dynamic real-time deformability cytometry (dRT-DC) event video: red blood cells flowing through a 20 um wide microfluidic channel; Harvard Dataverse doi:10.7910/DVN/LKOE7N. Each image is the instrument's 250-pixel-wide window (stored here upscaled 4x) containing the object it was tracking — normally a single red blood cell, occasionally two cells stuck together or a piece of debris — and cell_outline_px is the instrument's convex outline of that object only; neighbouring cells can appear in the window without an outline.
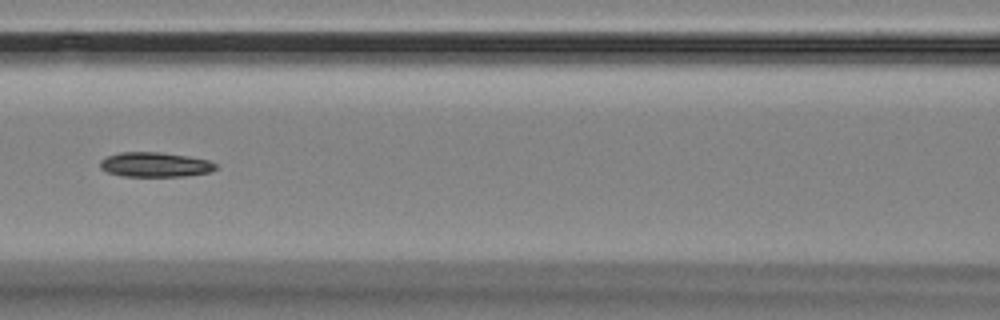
{"species": "Egyptian fruit bat (a non-hibernating species)", "species_latin": "Rousettus aegyptiacus", "temperature_condition": "room temperature", "stored_images_in_passage": 6, "camera_frame_rate_fps": 3000, "um_per_image_px": 0.085, "animal": {"sex": "female"}, "frame": {"image": 1, "passage_image": 5, "time_ms": 5.667, "image_size_px": [1000, 320], "cell_outline_px": [[216, 168], [208, 172], [184, 176], [124, 176], [108, 172], [100, 168], [100, 160], [108, 156], [120, 152], [160, 152], [188, 156], [208, 160], [216, 164]], "centroid_in_image_um": [13.16, 13.98], "position_along_channel_um": 153.4, "area_um2": 16.47}}
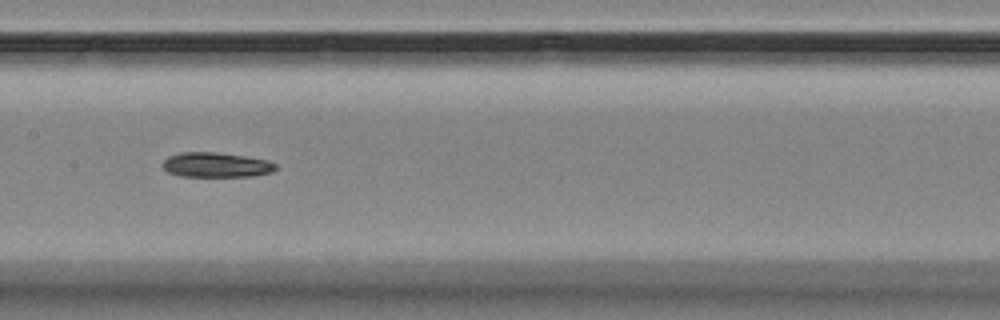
{"frame": {"image": 2, "passage_image": 6, "time_ms": 6.667, "image_size_px": [1000, 320], "cell_outline_px": [[276, 168], [272, 172], [252, 176], [180, 176], [168, 172], [160, 164], [168, 156], [180, 152], [216, 152], [244, 156], [268, 160], [276, 164]], "centroid_in_image_um": [18.34, 14.01], "position_along_channel_um": 189.1, "area_um2": 16.36}}